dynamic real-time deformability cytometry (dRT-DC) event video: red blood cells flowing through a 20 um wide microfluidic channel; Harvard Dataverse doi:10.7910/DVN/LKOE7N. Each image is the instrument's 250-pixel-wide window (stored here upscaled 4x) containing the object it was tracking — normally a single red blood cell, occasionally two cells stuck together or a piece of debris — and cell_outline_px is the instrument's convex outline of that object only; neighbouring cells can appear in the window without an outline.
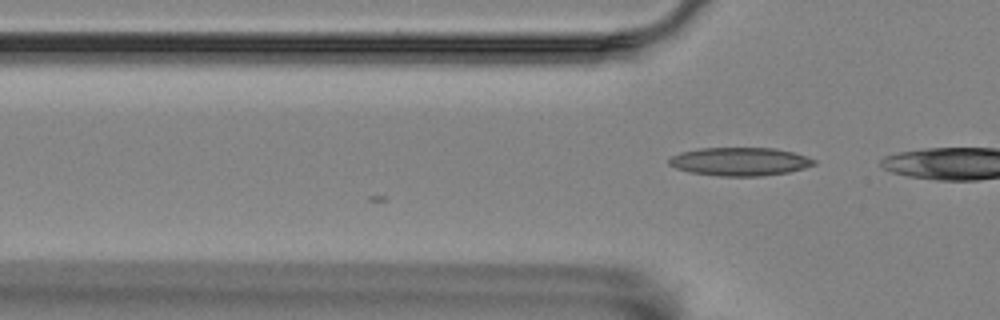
{"species": "Egyptian fruit bat (a non-hibernating species)", "species_latin": "Rousettus aegyptiacus", "temperature_condition": "room temperature", "stored_images_in_passage": 14, "camera_frame_rate_fps": 3000, "um_per_image_px": 0.085, "animal": {"sex": "female"}, "frame": {"image": 1, "passage_image": 14, "time_ms": 4.333, "image_size_px": [1000, 320], "cell_outline_px": [[816, 164], [804, 168], [788, 172], [760, 176], [720, 176], [688, 172], [676, 168], [668, 164], [668, 160], [672, 156], [680, 152], [700, 148], [776, 148], [792, 152], [816, 160]], "centroid_in_image_um": [62.86, 13.73], "position_along_channel_um": 62.9, "area_um2": 23.87}}